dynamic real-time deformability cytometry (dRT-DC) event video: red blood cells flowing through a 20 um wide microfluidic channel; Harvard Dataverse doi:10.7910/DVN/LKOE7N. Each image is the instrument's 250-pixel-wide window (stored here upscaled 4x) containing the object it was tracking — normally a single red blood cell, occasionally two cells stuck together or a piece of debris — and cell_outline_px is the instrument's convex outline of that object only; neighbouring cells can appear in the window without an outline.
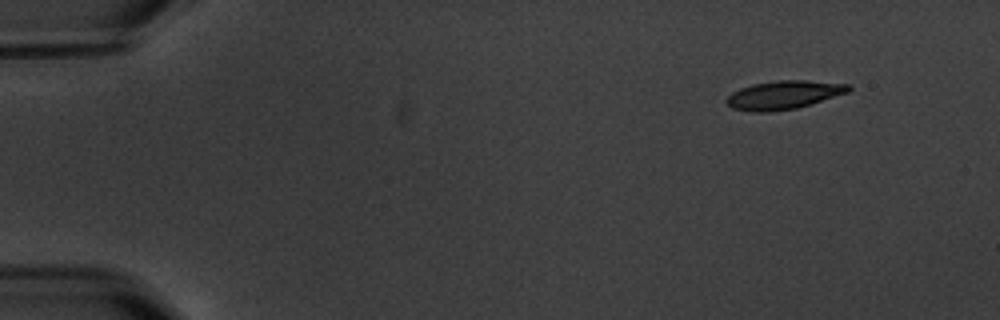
{"species": "common noctule bat (a hibernating species)", "species_latin": "Nyctalus noctula", "temperature_condition": "warm", "stored_images_in_passage": 4, "camera_frame_rate_fps": 3000, "um_per_image_px": 0.085, "animal": {"sex": "male", "body_mass_g": 20.1, "forearm_length_mm": 53.5}, "frame": {"image": 1, "passage_image": 1, "time_ms": 0.0, "image_size_px": [1000, 320], "cell_outline_px": [[852, 88], [848, 92], [796, 108], [768, 112], [756, 112], [732, 108], [724, 100], [732, 92], [740, 88], [752, 84], [776, 80], [804, 80], [852, 84]], "centroid_in_image_um": [66.61, 8.05], "position_along_channel_um": 18.4, "area_um2": 20.17}}
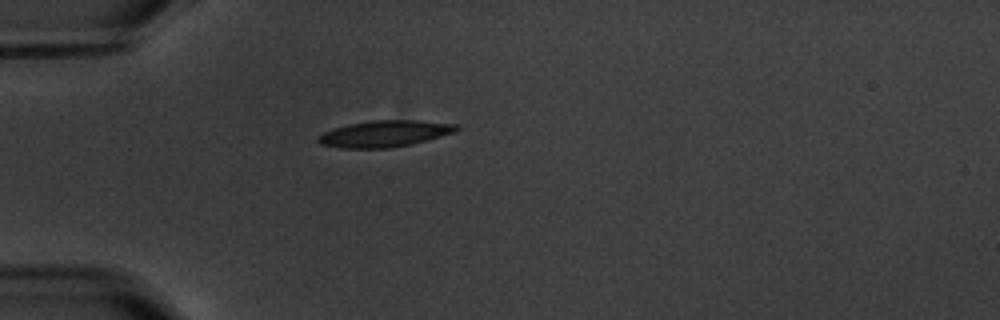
{"frame": {"image": 2, "passage_image": 4, "time_ms": 3.667, "image_size_px": [1000, 320], "cell_outline_px": [[460, 128], [456, 132], [412, 144], [388, 148], [340, 148], [320, 144], [316, 140], [316, 136], [332, 128], [348, 124], [372, 120], [420, 120], [456, 124]], "centroid_in_image_um": [32.67, 11.36], "position_along_channel_um": 52.3, "area_um2": 21.5}}